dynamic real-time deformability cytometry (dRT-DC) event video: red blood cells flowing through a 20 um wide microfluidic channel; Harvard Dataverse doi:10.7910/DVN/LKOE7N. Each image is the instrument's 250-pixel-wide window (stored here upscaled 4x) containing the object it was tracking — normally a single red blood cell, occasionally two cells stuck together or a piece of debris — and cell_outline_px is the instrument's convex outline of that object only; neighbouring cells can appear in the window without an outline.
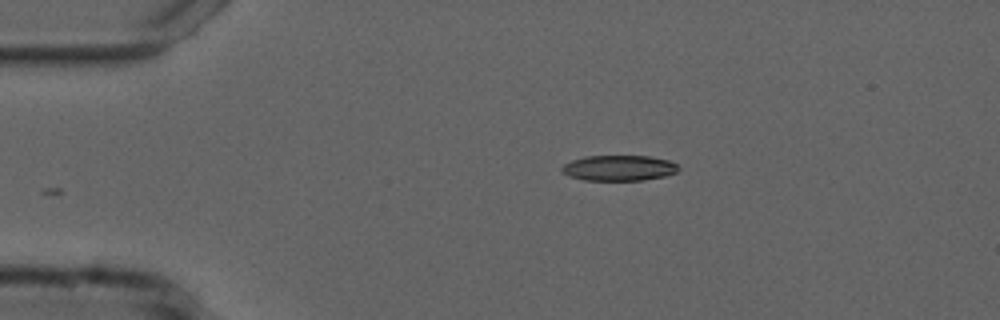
{"species": "common noctule bat (a hibernating species)", "species_latin": "Nyctalus noctula", "temperature_condition": "cold", "stored_images_in_passage": 45, "camera_frame_rate_fps": 3000, "um_per_image_px": 0.085, "animal": {"sex": "male", "forearm_length_mm": 52.5}, "frame": {"image": 1, "passage_image": 1, "time_ms": 0.0, "image_size_px": [1000, 320], "cell_outline_px": [[680, 168], [676, 172], [664, 176], [644, 180], [584, 180], [568, 176], [560, 172], [560, 168], [564, 164], [572, 160], [584, 156], [648, 156], [668, 160], [676, 164]], "centroid_in_image_um": [52.56, 14.28], "position_along_channel_um": 32.4, "area_um2": 17.4}}
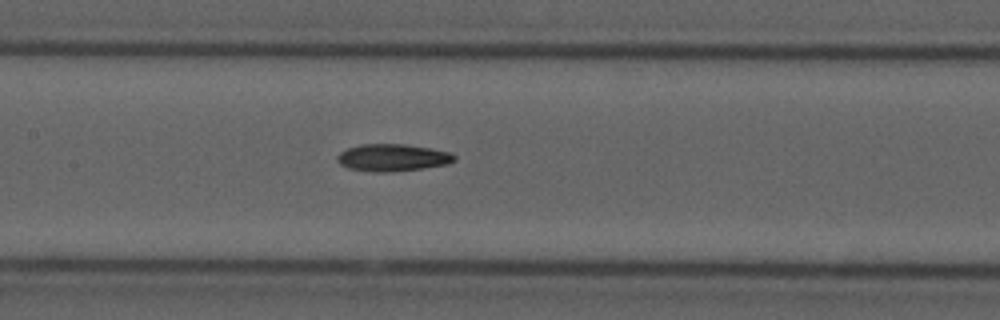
{"frame": {"image": 2, "passage_image": 16, "time_ms": 5.0, "image_size_px": [1000, 320], "cell_outline_px": [[456, 160], [448, 164], [424, 168], [392, 172], [372, 172], [348, 168], [340, 164], [336, 160], [336, 156], [340, 152], [348, 148], [360, 144], [404, 144], [432, 148], [452, 152], [456, 156]], "centroid_in_image_um": [33.39, 13.4], "position_along_channel_um": 174.0, "area_um2": 18.84}}
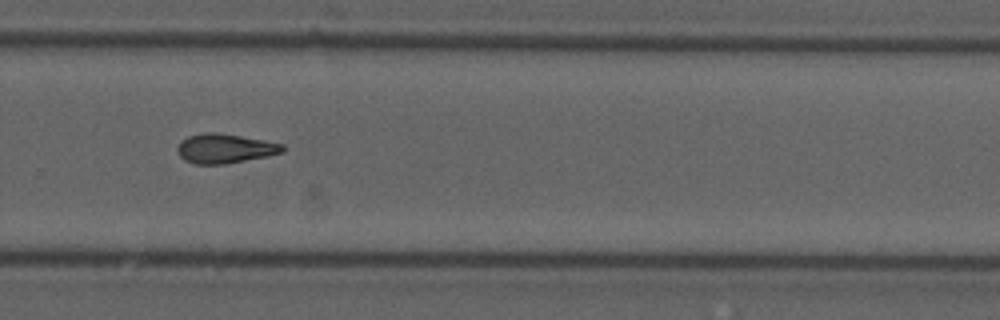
{"frame": {"image": 3, "passage_image": 27, "time_ms": 8.667, "image_size_px": [1000, 320], "cell_outline_px": [[284, 152], [268, 156], [224, 164], [196, 164], [184, 160], [180, 156], [176, 148], [180, 140], [188, 136], [208, 132], [216, 132], [264, 140], [284, 144]], "centroid_in_image_um": [19.1, 12.62], "position_along_channel_um": 310.7, "area_um2": 18.03}, "authors_computed_cell_mechanics": {"area_um2": 17.8024, "velocity_mm_per_s": 3.7527, "shape_relaxation_time_tau1_ms": null, "shape_relaxation_time_tau2_ms": 9.5019, "deformation_change_tau1": null, "deformation_change_tau2": 0.2045}}